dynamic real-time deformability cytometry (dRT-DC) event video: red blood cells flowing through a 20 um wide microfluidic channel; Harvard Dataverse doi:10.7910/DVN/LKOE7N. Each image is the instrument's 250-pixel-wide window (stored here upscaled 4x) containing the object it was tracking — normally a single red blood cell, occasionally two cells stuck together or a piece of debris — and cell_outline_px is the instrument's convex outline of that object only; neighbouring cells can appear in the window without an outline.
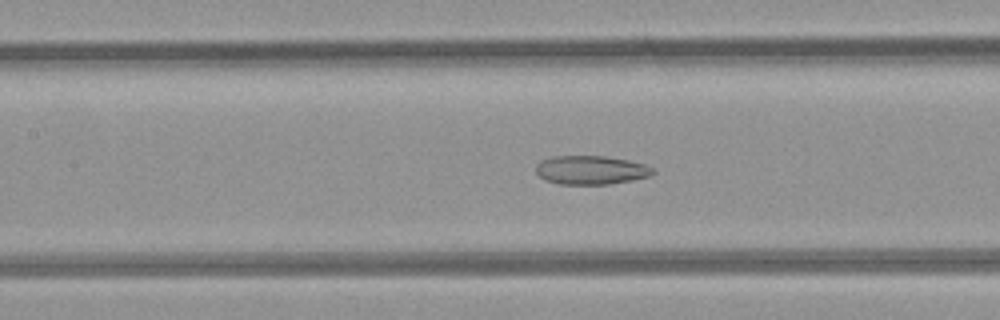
{"species": "common noctule bat (a hibernating species)", "species_latin": "Nyctalus noctula", "temperature_condition": "room temperature", "stored_images_in_passage": 50, "camera_frame_rate_fps": 3000, "um_per_image_px": 0.085, "animal": {"sex": "female", "body_mass_g": 21.9}, "frame": {"image": 1, "passage_image": 23, "time_ms": 7.333, "image_size_px": [1000, 320], "cell_outline_px": [[656, 172], [652, 176], [632, 180], [608, 184], [556, 184], [544, 180], [536, 172], [536, 164], [540, 160], [552, 156], [604, 156], [628, 160], [644, 164], [652, 168]], "centroid_in_image_um": [50.21, 14.45], "position_along_channel_um": 157.2, "area_um2": 19.77}}
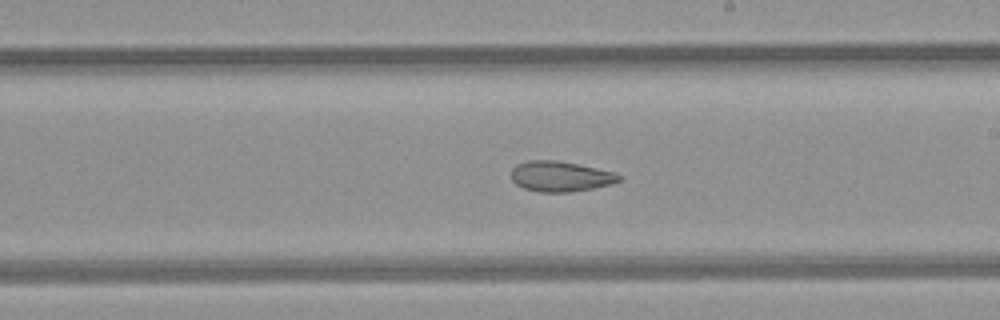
{"frame": {"image": 2, "passage_image": 29, "time_ms": 9.333, "image_size_px": [1000, 320], "cell_outline_px": [[624, 176], [620, 180], [612, 184], [572, 192], [540, 192], [524, 188], [516, 184], [512, 180], [512, 168], [516, 164], [528, 160], [556, 160], [616, 172]], "centroid_in_image_um": [47.65, 14.99], "position_along_channel_um": 241.3, "area_um2": 19.13}}
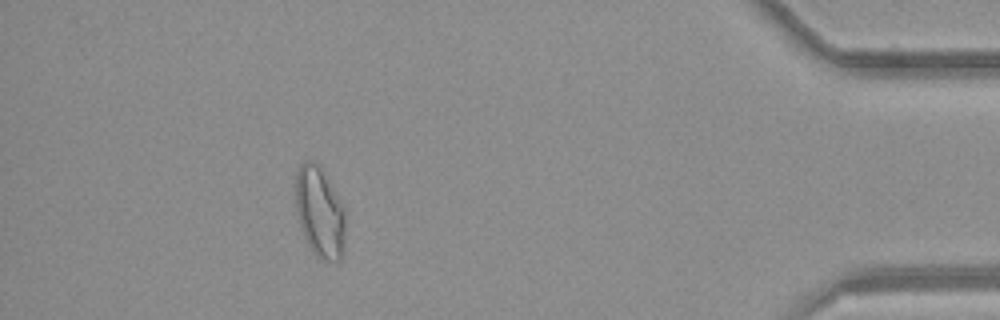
{"frame": {"image": 3, "passage_image": 45, "time_ms": 14.667, "image_size_px": [1000, 320], "cell_outline_px": [[344, 252], [340, 260], [320, 260], [312, 252], [304, 236], [300, 224], [296, 208], [296, 172], [300, 164], [304, 160], [312, 160], [324, 172], [340, 200], [344, 208]], "centroid_in_image_um": [27.17, 18.05], "position_along_channel_um": 408.0, "area_um2": 26.18}, "authors_computed_cell_mechanics": {"area_um2": 24.8251, "velocity_mm_per_s": 4.2242, "shape_relaxation_time_tau1_ms": null, "shape_relaxation_time_tau2_ms": 2.8669, "deformation_change_tau1": null, "deformation_change_tau2": 0.0988}}